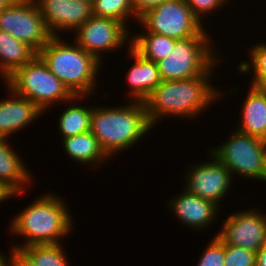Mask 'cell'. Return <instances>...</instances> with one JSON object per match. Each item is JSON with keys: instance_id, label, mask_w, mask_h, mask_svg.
I'll return each mask as SVG.
<instances>
[{"instance_id": "6", "label": "cell", "mask_w": 266, "mask_h": 266, "mask_svg": "<svg viewBox=\"0 0 266 266\" xmlns=\"http://www.w3.org/2000/svg\"><path fill=\"white\" fill-rule=\"evenodd\" d=\"M220 146L210 149L232 173L243 178L266 181V140L234 129Z\"/></svg>"}, {"instance_id": "18", "label": "cell", "mask_w": 266, "mask_h": 266, "mask_svg": "<svg viewBox=\"0 0 266 266\" xmlns=\"http://www.w3.org/2000/svg\"><path fill=\"white\" fill-rule=\"evenodd\" d=\"M30 175L23 160L10 147L8 138L0 137V181L15 193H23L26 188L28 189V184L33 181Z\"/></svg>"}, {"instance_id": "11", "label": "cell", "mask_w": 266, "mask_h": 266, "mask_svg": "<svg viewBox=\"0 0 266 266\" xmlns=\"http://www.w3.org/2000/svg\"><path fill=\"white\" fill-rule=\"evenodd\" d=\"M216 236L228 245L258 252L266 243V215L256 209L230 214Z\"/></svg>"}, {"instance_id": "13", "label": "cell", "mask_w": 266, "mask_h": 266, "mask_svg": "<svg viewBox=\"0 0 266 266\" xmlns=\"http://www.w3.org/2000/svg\"><path fill=\"white\" fill-rule=\"evenodd\" d=\"M53 36L59 31H76L92 16L91 4L77 0H35Z\"/></svg>"}, {"instance_id": "26", "label": "cell", "mask_w": 266, "mask_h": 266, "mask_svg": "<svg viewBox=\"0 0 266 266\" xmlns=\"http://www.w3.org/2000/svg\"><path fill=\"white\" fill-rule=\"evenodd\" d=\"M224 266H256V252L225 244Z\"/></svg>"}, {"instance_id": "19", "label": "cell", "mask_w": 266, "mask_h": 266, "mask_svg": "<svg viewBox=\"0 0 266 266\" xmlns=\"http://www.w3.org/2000/svg\"><path fill=\"white\" fill-rule=\"evenodd\" d=\"M36 56L37 52L28 44L0 30V75L3 81Z\"/></svg>"}, {"instance_id": "22", "label": "cell", "mask_w": 266, "mask_h": 266, "mask_svg": "<svg viewBox=\"0 0 266 266\" xmlns=\"http://www.w3.org/2000/svg\"><path fill=\"white\" fill-rule=\"evenodd\" d=\"M131 46L144 58L155 63L167 57L173 50L176 39L152 32L131 36Z\"/></svg>"}, {"instance_id": "3", "label": "cell", "mask_w": 266, "mask_h": 266, "mask_svg": "<svg viewBox=\"0 0 266 266\" xmlns=\"http://www.w3.org/2000/svg\"><path fill=\"white\" fill-rule=\"evenodd\" d=\"M58 197L42 194L13 217L10 232L26 240L12 248L21 250L33 244H58L61 238L72 232L73 218L67 204Z\"/></svg>"}, {"instance_id": "17", "label": "cell", "mask_w": 266, "mask_h": 266, "mask_svg": "<svg viewBox=\"0 0 266 266\" xmlns=\"http://www.w3.org/2000/svg\"><path fill=\"white\" fill-rule=\"evenodd\" d=\"M236 130L266 140V89L250 85Z\"/></svg>"}, {"instance_id": "10", "label": "cell", "mask_w": 266, "mask_h": 266, "mask_svg": "<svg viewBox=\"0 0 266 266\" xmlns=\"http://www.w3.org/2000/svg\"><path fill=\"white\" fill-rule=\"evenodd\" d=\"M129 30L118 20L91 16L74 31V34H76L73 40L87 53L92 54L101 61L102 52H106V54L110 50L113 52L115 49L122 48L125 43H129V46L131 45Z\"/></svg>"}, {"instance_id": "21", "label": "cell", "mask_w": 266, "mask_h": 266, "mask_svg": "<svg viewBox=\"0 0 266 266\" xmlns=\"http://www.w3.org/2000/svg\"><path fill=\"white\" fill-rule=\"evenodd\" d=\"M79 99L82 100V96H73L69 101L71 105L65 107L66 109L60 115L61 117H59L58 128L63 139L90 131L93 107H82L75 104ZM71 101L73 102V105Z\"/></svg>"}, {"instance_id": "15", "label": "cell", "mask_w": 266, "mask_h": 266, "mask_svg": "<svg viewBox=\"0 0 266 266\" xmlns=\"http://www.w3.org/2000/svg\"><path fill=\"white\" fill-rule=\"evenodd\" d=\"M8 91L11 98L0 100V137L6 138L43 115V111L28 98Z\"/></svg>"}, {"instance_id": "27", "label": "cell", "mask_w": 266, "mask_h": 266, "mask_svg": "<svg viewBox=\"0 0 266 266\" xmlns=\"http://www.w3.org/2000/svg\"><path fill=\"white\" fill-rule=\"evenodd\" d=\"M208 244L197 266H224L225 244L216 235Z\"/></svg>"}, {"instance_id": "14", "label": "cell", "mask_w": 266, "mask_h": 266, "mask_svg": "<svg viewBox=\"0 0 266 266\" xmlns=\"http://www.w3.org/2000/svg\"><path fill=\"white\" fill-rule=\"evenodd\" d=\"M168 204L169 208H172V213L174 211L182 224L196 230L211 226L219 212V206L214 202L202 199L186 188L181 194L173 196Z\"/></svg>"}, {"instance_id": "34", "label": "cell", "mask_w": 266, "mask_h": 266, "mask_svg": "<svg viewBox=\"0 0 266 266\" xmlns=\"http://www.w3.org/2000/svg\"><path fill=\"white\" fill-rule=\"evenodd\" d=\"M8 257L0 252V266H8Z\"/></svg>"}, {"instance_id": "33", "label": "cell", "mask_w": 266, "mask_h": 266, "mask_svg": "<svg viewBox=\"0 0 266 266\" xmlns=\"http://www.w3.org/2000/svg\"><path fill=\"white\" fill-rule=\"evenodd\" d=\"M16 0H0V12L10 7Z\"/></svg>"}, {"instance_id": "8", "label": "cell", "mask_w": 266, "mask_h": 266, "mask_svg": "<svg viewBox=\"0 0 266 266\" xmlns=\"http://www.w3.org/2000/svg\"><path fill=\"white\" fill-rule=\"evenodd\" d=\"M145 32L174 39L210 37L188 6L187 0H165L139 17Z\"/></svg>"}, {"instance_id": "7", "label": "cell", "mask_w": 266, "mask_h": 266, "mask_svg": "<svg viewBox=\"0 0 266 266\" xmlns=\"http://www.w3.org/2000/svg\"><path fill=\"white\" fill-rule=\"evenodd\" d=\"M209 39V37L177 39L170 54L157 62L162 81L203 75L219 59L214 57L218 54L214 52L216 50L213 49L212 41Z\"/></svg>"}, {"instance_id": "20", "label": "cell", "mask_w": 266, "mask_h": 266, "mask_svg": "<svg viewBox=\"0 0 266 266\" xmlns=\"http://www.w3.org/2000/svg\"><path fill=\"white\" fill-rule=\"evenodd\" d=\"M62 140L63 148H65L64 152L68 154L72 161H78L80 164H89L91 167L92 165L96 167L100 166L99 163L103 164L109 158L91 131L70 136Z\"/></svg>"}, {"instance_id": "12", "label": "cell", "mask_w": 266, "mask_h": 266, "mask_svg": "<svg viewBox=\"0 0 266 266\" xmlns=\"http://www.w3.org/2000/svg\"><path fill=\"white\" fill-rule=\"evenodd\" d=\"M211 161L192 164L186 175V189L194 195L207 199L220 206L218 202L228 193L233 175L213 154ZM222 199V200H221Z\"/></svg>"}, {"instance_id": "1", "label": "cell", "mask_w": 266, "mask_h": 266, "mask_svg": "<svg viewBox=\"0 0 266 266\" xmlns=\"http://www.w3.org/2000/svg\"><path fill=\"white\" fill-rule=\"evenodd\" d=\"M219 63L218 59L201 76L162 81L144 101L152 126L161 121L163 116L199 118L197 116L206 110L205 108L210 107L211 103L214 104L213 101H217L219 96L223 95L209 83L218 66L216 64Z\"/></svg>"}, {"instance_id": "16", "label": "cell", "mask_w": 266, "mask_h": 266, "mask_svg": "<svg viewBox=\"0 0 266 266\" xmlns=\"http://www.w3.org/2000/svg\"><path fill=\"white\" fill-rule=\"evenodd\" d=\"M129 55L135 61L127 74L131 101L144 102L162 82L158 64L140 55L131 45Z\"/></svg>"}, {"instance_id": "30", "label": "cell", "mask_w": 266, "mask_h": 266, "mask_svg": "<svg viewBox=\"0 0 266 266\" xmlns=\"http://www.w3.org/2000/svg\"><path fill=\"white\" fill-rule=\"evenodd\" d=\"M165 0H132L135 13L138 17L143 15L147 10L154 8Z\"/></svg>"}, {"instance_id": "4", "label": "cell", "mask_w": 266, "mask_h": 266, "mask_svg": "<svg viewBox=\"0 0 266 266\" xmlns=\"http://www.w3.org/2000/svg\"><path fill=\"white\" fill-rule=\"evenodd\" d=\"M53 36L37 53L49 70L64 84L73 96L93 95L101 61L74 42H64Z\"/></svg>"}, {"instance_id": "5", "label": "cell", "mask_w": 266, "mask_h": 266, "mask_svg": "<svg viewBox=\"0 0 266 266\" xmlns=\"http://www.w3.org/2000/svg\"><path fill=\"white\" fill-rule=\"evenodd\" d=\"M7 89L28 98L44 113L53 103L69 102L73 95L64 84L36 56L31 62L16 69L4 80Z\"/></svg>"}, {"instance_id": "24", "label": "cell", "mask_w": 266, "mask_h": 266, "mask_svg": "<svg viewBox=\"0 0 266 266\" xmlns=\"http://www.w3.org/2000/svg\"><path fill=\"white\" fill-rule=\"evenodd\" d=\"M61 244H33L21 250L36 266H68L66 253Z\"/></svg>"}, {"instance_id": "9", "label": "cell", "mask_w": 266, "mask_h": 266, "mask_svg": "<svg viewBox=\"0 0 266 266\" xmlns=\"http://www.w3.org/2000/svg\"><path fill=\"white\" fill-rule=\"evenodd\" d=\"M0 30L28 44L37 53L53 37L35 0H16L0 12Z\"/></svg>"}, {"instance_id": "35", "label": "cell", "mask_w": 266, "mask_h": 266, "mask_svg": "<svg viewBox=\"0 0 266 266\" xmlns=\"http://www.w3.org/2000/svg\"><path fill=\"white\" fill-rule=\"evenodd\" d=\"M77 1H80V2H84V3H87V4H91L93 3L94 0H77Z\"/></svg>"}, {"instance_id": "28", "label": "cell", "mask_w": 266, "mask_h": 266, "mask_svg": "<svg viewBox=\"0 0 266 266\" xmlns=\"http://www.w3.org/2000/svg\"><path fill=\"white\" fill-rule=\"evenodd\" d=\"M194 16L201 22L203 16L220 9L228 0H187Z\"/></svg>"}, {"instance_id": "29", "label": "cell", "mask_w": 266, "mask_h": 266, "mask_svg": "<svg viewBox=\"0 0 266 266\" xmlns=\"http://www.w3.org/2000/svg\"><path fill=\"white\" fill-rule=\"evenodd\" d=\"M9 258L8 266H36L34 262L20 249L11 248Z\"/></svg>"}, {"instance_id": "2", "label": "cell", "mask_w": 266, "mask_h": 266, "mask_svg": "<svg viewBox=\"0 0 266 266\" xmlns=\"http://www.w3.org/2000/svg\"><path fill=\"white\" fill-rule=\"evenodd\" d=\"M152 128L144 102L130 101L119 107L92 109L90 131L110 159L131 148Z\"/></svg>"}, {"instance_id": "25", "label": "cell", "mask_w": 266, "mask_h": 266, "mask_svg": "<svg viewBox=\"0 0 266 266\" xmlns=\"http://www.w3.org/2000/svg\"><path fill=\"white\" fill-rule=\"evenodd\" d=\"M249 53L250 64L246 61L239 63L238 71L245 74L254 70L251 85L260 89H266V43L262 42L251 47ZM253 68V69H251Z\"/></svg>"}, {"instance_id": "23", "label": "cell", "mask_w": 266, "mask_h": 266, "mask_svg": "<svg viewBox=\"0 0 266 266\" xmlns=\"http://www.w3.org/2000/svg\"><path fill=\"white\" fill-rule=\"evenodd\" d=\"M92 16L112 18L122 22L127 28V21L133 17L139 22L132 0H94L92 5ZM132 16V17H131Z\"/></svg>"}, {"instance_id": "31", "label": "cell", "mask_w": 266, "mask_h": 266, "mask_svg": "<svg viewBox=\"0 0 266 266\" xmlns=\"http://www.w3.org/2000/svg\"><path fill=\"white\" fill-rule=\"evenodd\" d=\"M21 193H15L10 187H8L4 182L0 181V202L8 200L10 197H16Z\"/></svg>"}, {"instance_id": "32", "label": "cell", "mask_w": 266, "mask_h": 266, "mask_svg": "<svg viewBox=\"0 0 266 266\" xmlns=\"http://www.w3.org/2000/svg\"><path fill=\"white\" fill-rule=\"evenodd\" d=\"M256 266H266V243L256 253Z\"/></svg>"}]
</instances>
